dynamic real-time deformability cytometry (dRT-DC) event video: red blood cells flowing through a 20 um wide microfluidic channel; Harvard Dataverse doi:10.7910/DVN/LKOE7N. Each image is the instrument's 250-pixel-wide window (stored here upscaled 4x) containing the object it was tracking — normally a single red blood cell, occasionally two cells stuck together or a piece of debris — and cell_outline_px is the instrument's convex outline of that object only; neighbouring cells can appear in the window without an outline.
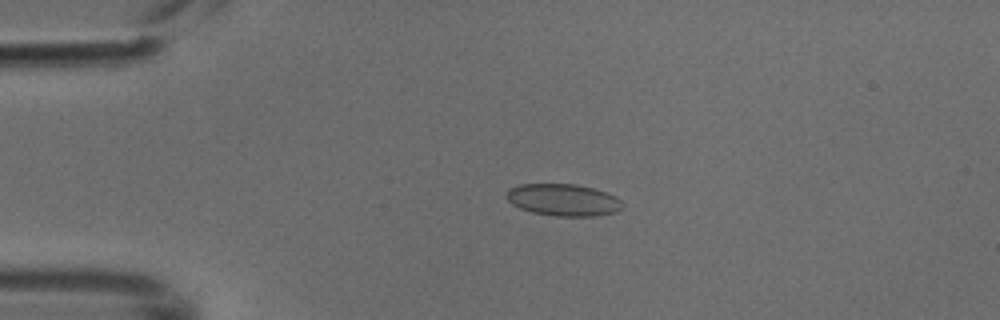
{"species": "common noctule bat (a hibernating species)", "species_latin": "Nyctalus noctula", "temperature_condition": "cold", "stored_images_in_passage": 3, "camera_frame_rate_fps": 3000, "um_per_image_px": 0.085, "animal": {"sex": "male", "body_mass_g": 18.8}, "frame": {"image": 1, "passage_image": 3, "time_ms": 0.667, "image_size_px": [1000, 320], "cell_outline_px": [[624, 204], [616, 212], [596, 216], [556, 216], [532, 212], [520, 208], [512, 204], [508, 200], [508, 188], [520, 184], [576, 184], [592, 188], [604, 192], [620, 200]], "centroid_in_image_um": [47.86, 16.99], "position_along_channel_um": 37.1, "area_um2": 21.39}}